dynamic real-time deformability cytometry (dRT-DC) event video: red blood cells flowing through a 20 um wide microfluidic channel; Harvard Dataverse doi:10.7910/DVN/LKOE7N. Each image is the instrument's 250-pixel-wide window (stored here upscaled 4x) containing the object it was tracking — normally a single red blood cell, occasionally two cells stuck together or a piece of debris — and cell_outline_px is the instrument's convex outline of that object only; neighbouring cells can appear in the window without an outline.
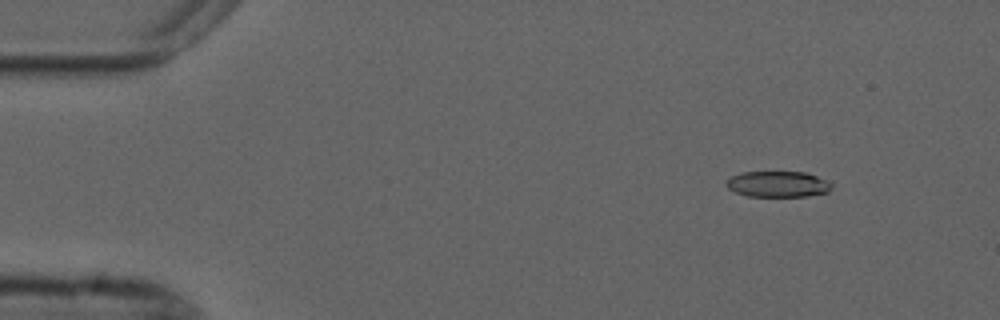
{"species": "common noctule bat (a hibernating species)", "species_latin": "Nyctalus noctula", "temperature_condition": "cold", "stored_images_in_passage": 6, "camera_frame_rate_fps": 3000, "um_per_image_px": 0.085, "animal": {"sex": "male", "forearm_length_mm": 52.5}, "frame": {"image": 1, "passage_image": 1, "time_ms": 0.0, "image_size_px": [1000, 320], "cell_outline_px": [[832, 188], [828, 192], [808, 196], [748, 196], [736, 192], [728, 188], [724, 184], [732, 176], [740, 172], [804, 172], [816, 176], [832, 184]], "centroid_in_image_um": [66.1, 15.65], "position_along_channel_um": 18.9, "area_um2": 15.78}}
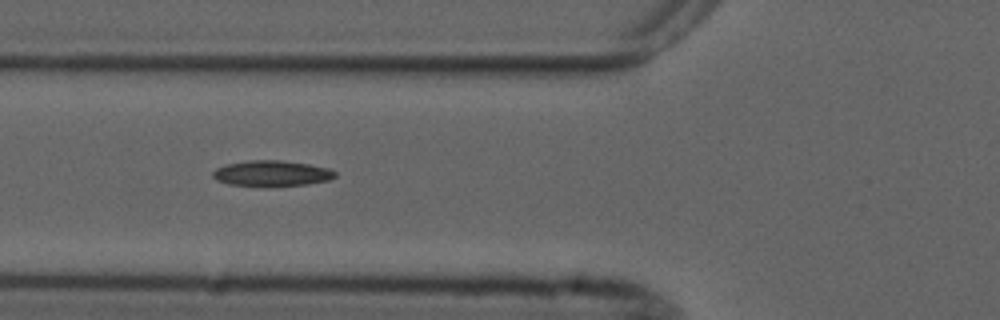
{"frame": {"image": 2, "passage_image": 5, "time_ms": 4.667, "image_size_px": [1000, 320], "cell_outline_px": [[336, 176], [328, 180], [308, 184], [268, 188], [228, 184], [216, 180], [212, 176], [212, 172], [216, 168], [228, 164], [248, 160], [280, 160], [308, 164], [328, 168], [336, 172]], "centroid_in_image_um": [23.07, 14.76], "position_along_channel_um": 102.7, "area_um2": 18.73}}
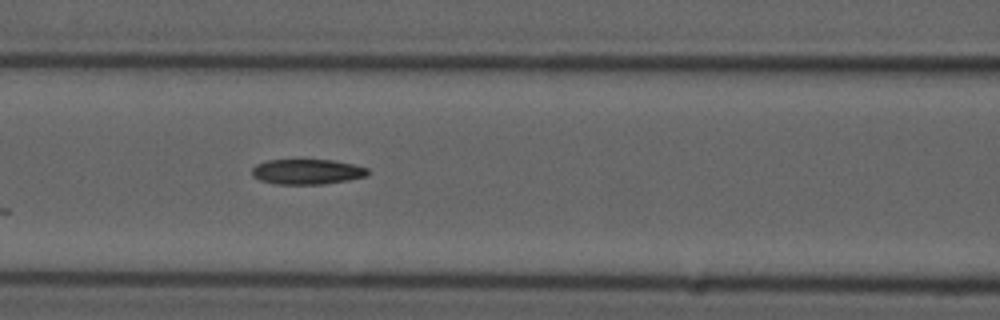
{"frame": {"image": 3, "passage_image": 6, "time_ms": 5.667, "image_size_px": [1000, 320], "cell_outline_px": [[368, 176], [348, 180], [324, 184], [276, 184], [260, 180], [252, 176], [252, 168], [256, 164], [268, 160], [336, 160], [368, 168]], "centroid_in_image_um": [26.11, 14.6], "position_along_channel_um": 140.5, "area_um2": 17.05}}